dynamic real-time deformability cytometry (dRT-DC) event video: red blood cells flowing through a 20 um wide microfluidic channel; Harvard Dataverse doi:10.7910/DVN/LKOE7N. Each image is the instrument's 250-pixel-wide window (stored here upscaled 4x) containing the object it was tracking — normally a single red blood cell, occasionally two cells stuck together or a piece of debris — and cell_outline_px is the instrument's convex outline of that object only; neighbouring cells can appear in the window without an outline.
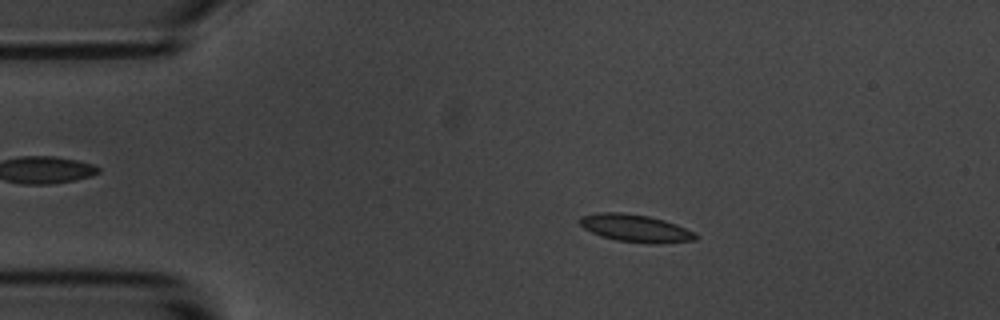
{"species": "common noctule bat (a hibernating species)", "species_latin": "Nyctalus noctula", "temperature_condition": "room temperature", "stored_images_in_passage": 55, "camera_frame_rate_fps": 3000, "um_per_image_px": 0.085, "animal": {"sex": "male", "body_mass_g": 20.1, "forearm_length_mm": 53.5}, "frame": {"image": 1, "passage_image": 10, "time_ms": 3.0, "image_size_px": [1000, 320], "cell_outline_px": [[700, 236], [696, 240], [652, 244], [648, 244], [616, 240], [600, 236], [584, 228], [576, 220], [580, 216], [600, 212], [620, 212], [648, 216], [664, 220], [676, 224], [696, 232]], "centroid_in_image_um": [54.02, 19.4], "position_along_channel_um": 31.0, "area_um2": 18.79}}
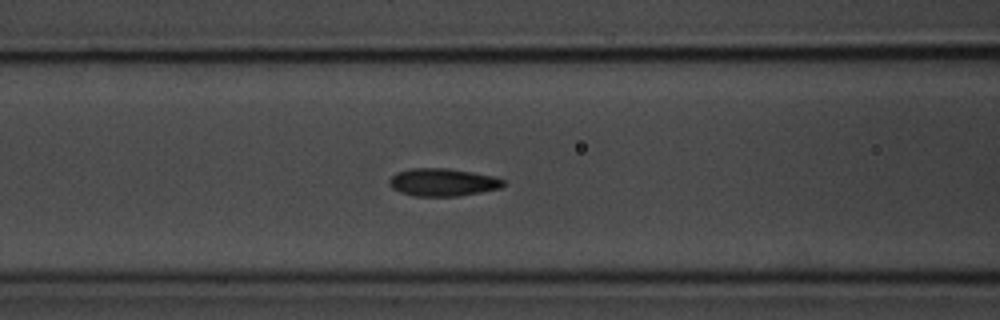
{"frame": {"image": 2, "passage_image": 22, "time_ms": 7.0, "image_size_px": [1000, 320], "cell_outline_px": [[508, 184], [500, 188], [460, 196], [416, 196], [400, 192], [392, 188], [388, 184], [388, 180], [396, 172], [412, 168], [448, 168], [496, 176], [504, 180]], "centroid_in_image_um": [37.65, 15.49], "position_along_channel_um": 128.9, "area_um2": 18.61}}
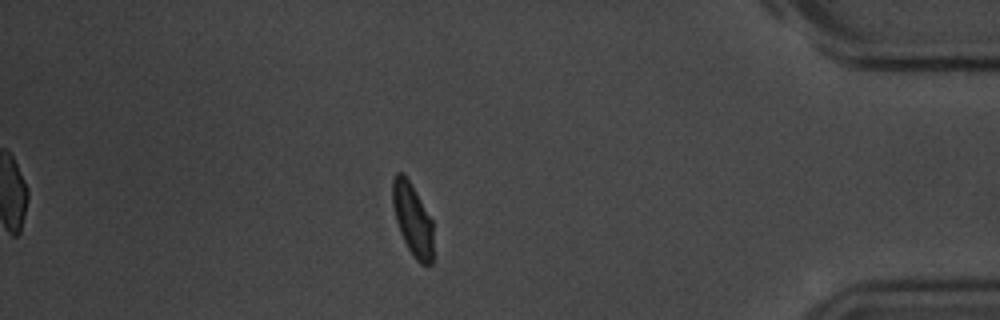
{"frame": {"image": 3, "passage_image": 48, "time_ms": 15.667, "image_size_px": [1000, 320], "cell_outline_px": [[432, 264], [420, 264], [412, 256], [400, 232], [396, 220], [392, 204], [392, 180], [396, 172], [404, 172], [416, 192], [432, 220]], "centroid_in_image_um": [35.05, 18.63], "position_along_channel_um": 400.2, "area_um2": 17.11}, "authors_computed_cell_mechanics": {"area_um2": 17.6868, "velocity_mm_per_s": 3.5874, "shape_relaxation_time_tau1_ms": 3.257, "shape_relaxation_time_tau2_ms": 1.0312, "deformation_change_tau1": 0.1477, "deformation_change_tau2": 0.0493}}